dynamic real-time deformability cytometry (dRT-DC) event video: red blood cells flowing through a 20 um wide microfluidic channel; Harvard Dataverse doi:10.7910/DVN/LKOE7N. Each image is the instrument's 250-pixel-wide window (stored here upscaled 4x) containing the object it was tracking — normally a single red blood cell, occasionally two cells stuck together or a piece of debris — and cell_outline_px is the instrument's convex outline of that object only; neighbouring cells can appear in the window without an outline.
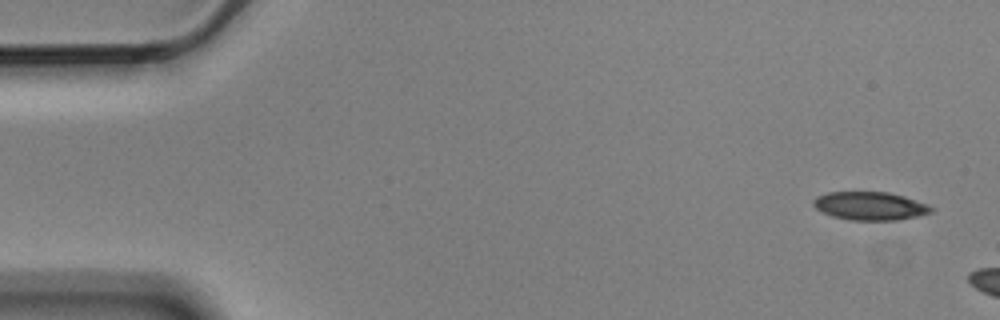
{"species": "Egyptian fruit bat (a non-hibernating species)", "species_latin": "Rousettus aegyptiacus", "temperature_condition": "cold", "stored_images_in_passage": 3, "camera_frame_rate_fps": 3000, "um_per_image_px": 0.085, "animal": {"sex": "male"}, "frame": {"image": 1, "passage_image": 1, "time_ms": 0.0, "image_size_px": [1000, 320], "cell_outline_px": [[936, 208], [932, 212], [916, 216], [896, 220], [852, 220], [832, 216], [816, 208], [812, 204], [812, 200], [816, 196], [828, 192], [888, 192], [904, 196], [928, 204]], "centroid_in_image_um": [73.96, 17.5], "position_along_channel_um": 11.0, "area_um2": 19.42}}